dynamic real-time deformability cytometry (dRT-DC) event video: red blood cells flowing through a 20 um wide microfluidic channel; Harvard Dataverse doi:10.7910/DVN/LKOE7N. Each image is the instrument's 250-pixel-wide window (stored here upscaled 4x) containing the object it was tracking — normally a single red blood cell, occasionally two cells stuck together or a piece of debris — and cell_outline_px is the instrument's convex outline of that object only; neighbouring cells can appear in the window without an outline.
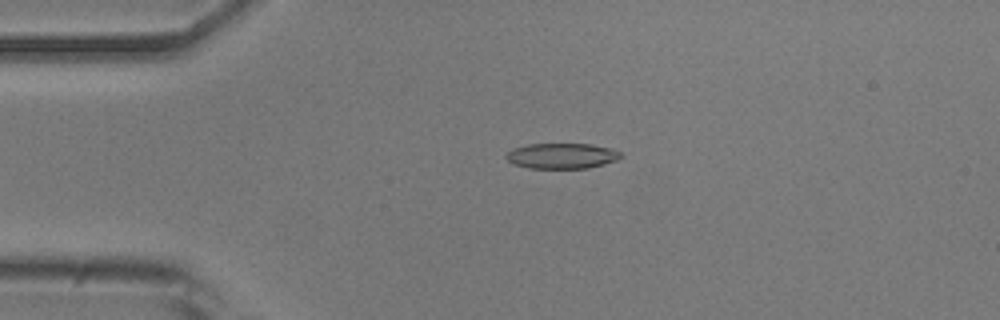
{"species": "common noctule bat (a hibernating species)", "species_latin": "Nyctalus noctula", "temperature_condition": "room temperature", "stored_images_in_passage": 43, "camera_frame_rate_fps": 3000, "um_per_image_px": 0.085, "animal": {"sex": "male", "body_mass_g": 20.5, "forearm_length_mm": 52.5}, "frame": {"image": 1, "passage_image": 3, "time_ms": 0.667, "image_size_px": [1000, 320], "cell_outline_px": [[624, 156], [616, 160], [604, 164], [588, 168], [528, 168], [512, 164], [504, 156], [508, 152], [516, 148], [528, 144], [592, 144], [612, 148], [620, 152]], "centroid_in_image_um": [47.78, 13.25], "position_along_channel_um": 37.2, "area_um2": 17.05}}
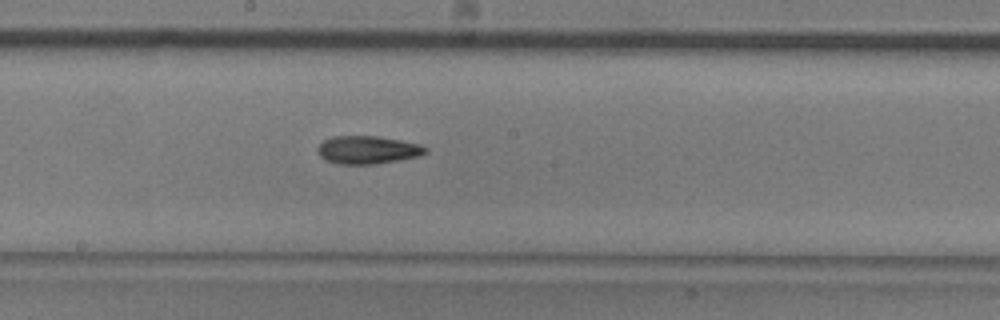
{"frame": {"image": 2, "passage_image": 19, "time_ms": 6.0, "image_size_px": [1000, 320], "cell_outline_px": [[428, 152], [420, 156], [376, 164], [340, 164], [324, 160], [316, 152], [316, 148], [324, 140], [332, 136], [376, 136], [400, 140], [420, 144], [428, 148]], "centroid_in_image_um": [31.24, 12.74], "position_along_channel_um": 217.0, "area_um2": 17.74}}
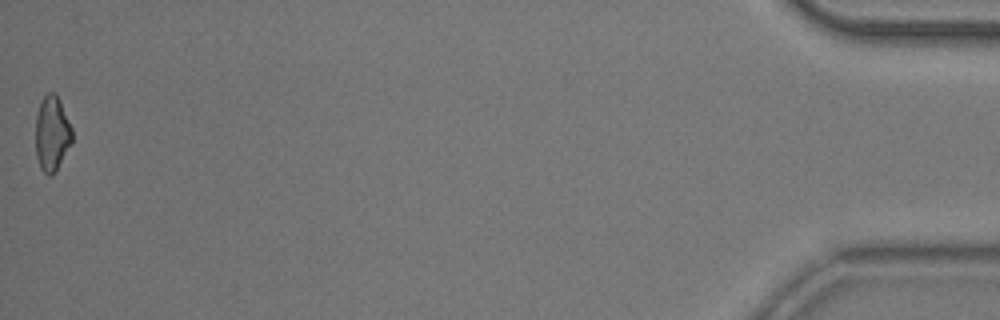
{"frame": {"image": 3, "passage_image": 43, "time_ms": 14.0, "image_size_px": [1000, 320], "cell_outline_px": [[72, 144], [56, 172], [52, 176], [48, 176], [40, 168], [36, 156], [36, 112], [40, 100], [48, 92], [52, 92], [60, 100], [72, 128]], "centroid_in_image_um": [4.42, 11.38], "position_along_channel_um": 430.8, "area_um2": 16.3}, "authors_computed_cell_mechanics": {"area_um2": 16.9354, "velocity_mm_per_s": 3.9093, "shape_relaxation_time_tau1_ms": 4.67, "shape_relaxation_time_tau2_ms": 6.3725, "deformation_change_tau1": 0.1317, "deformation_change_tau2": 0.1527}}